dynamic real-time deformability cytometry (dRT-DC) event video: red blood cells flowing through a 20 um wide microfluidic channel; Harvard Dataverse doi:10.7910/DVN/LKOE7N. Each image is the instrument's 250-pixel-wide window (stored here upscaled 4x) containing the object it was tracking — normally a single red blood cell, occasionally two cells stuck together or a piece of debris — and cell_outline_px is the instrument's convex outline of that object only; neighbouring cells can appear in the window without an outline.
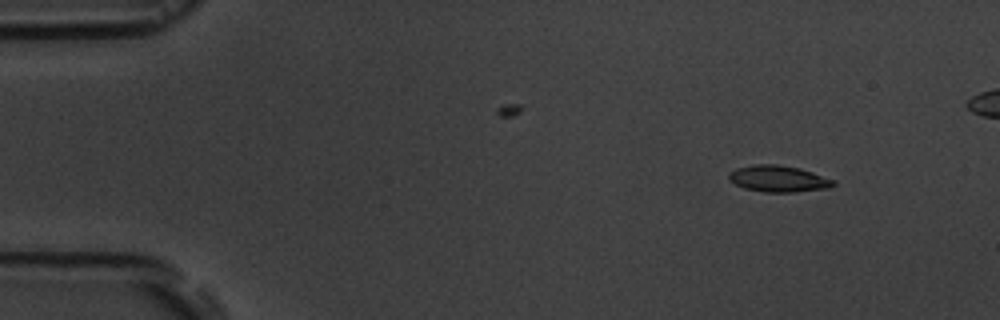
{"species": "common noctule bat (a hibernating species)", "species_latin": "Nyctalus noctula", "temperature_condition": "room temperature", "stored_images_in_passage": 4, "camera_frame_rate_fps": 3000, "um_per_image_px": 0.085, "animal": {"sex": "male", "body_mass_g": 19.5, "forearm_length_mm": 54.6}, "frame": {"image": 1, "passage_image": 1, "time_ms": 0.0, "image_size_px": [1000, 320], "cell_outline_px": [[836, 184], [832, 188], [796, 192], [764, 192], [744, 188], [728, 180], [728, 172], [736, 168], [752, 164], [776, 164], [800, 168], [836, 180]], "centroid_in_image_um": [66.18, 15.19], "position_along_channel_um": 18.8, "area_um2": 16.42}}